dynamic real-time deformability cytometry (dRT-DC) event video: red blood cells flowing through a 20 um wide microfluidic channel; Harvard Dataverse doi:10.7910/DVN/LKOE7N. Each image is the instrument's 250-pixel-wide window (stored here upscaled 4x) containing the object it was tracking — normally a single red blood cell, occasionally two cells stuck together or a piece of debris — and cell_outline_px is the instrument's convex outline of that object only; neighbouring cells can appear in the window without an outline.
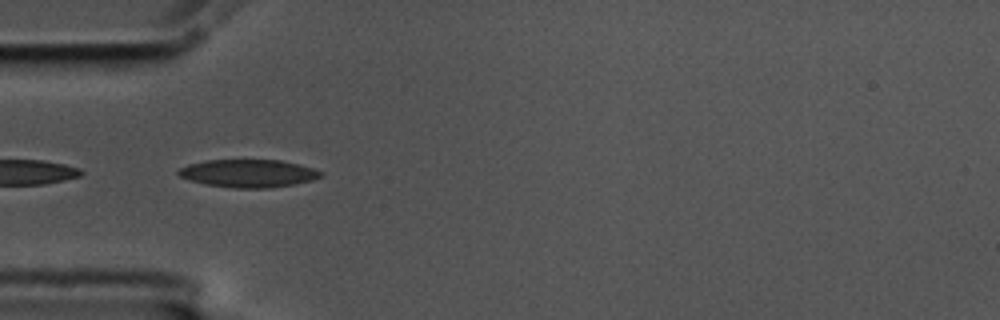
{"species": "common noctule bat (a hibernating species)", "species_latin": "Nyctalus noctula", "temperature_condition": "cold", "stored_images_in_passage": 3, "camera_frame_rate_fps": 3000, "um_per_image_px": 0.085, "animal": {"sex": "male", "body_mass_g": 17.5, "forearm_length_mm": 52.3}, "frame": {"image": 1, "passage_image": 3, "time_ms": 0.667, "image_size_px": [1000, 320], "cell_outline_px": [[324, 176], [312, 180], [292, 184], [268, 188], [232, 188], [204, 184], [180, 176], [176, 172], [180, 168], [188, 164], [208, 160], [280, 160], [300, 164], [324, 172]], "centroid_in_image_um": [21.13, 14.73], "position_along_channel_um": 63.9, "area_um2": 23.06}}